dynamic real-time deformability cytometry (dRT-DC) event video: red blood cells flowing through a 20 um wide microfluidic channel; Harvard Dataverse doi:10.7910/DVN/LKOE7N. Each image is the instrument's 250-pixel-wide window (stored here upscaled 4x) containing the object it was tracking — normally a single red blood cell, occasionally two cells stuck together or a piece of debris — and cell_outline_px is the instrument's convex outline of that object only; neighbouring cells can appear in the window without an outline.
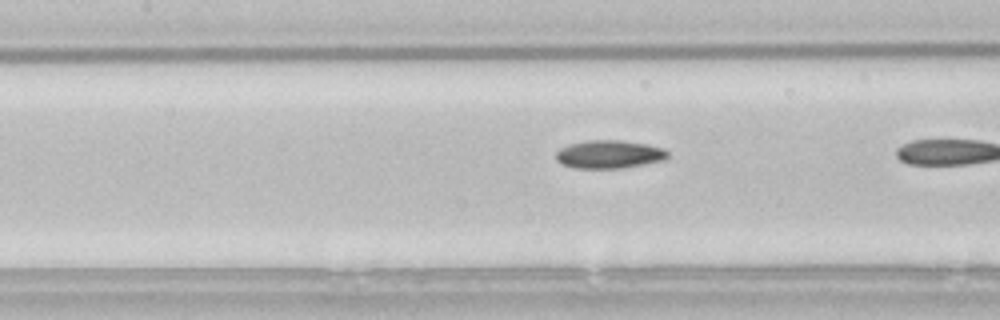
{"species": "common noctule bat (a hibernating species)", "species_latin": "Nyctalus noctula", "temperature_condition": "room temperature", "stored_images_in_passage": 11, "camera_frame_rate_fps": 3000, "um_per_image_px": 0.085, "animal": {"sex": "male", "body_mass_g": 21.5, "forearm_length_mm": 52.0}, "frame": {"image": 1, "passage_image": 10, "time_ms": 3.0, "image_size_px": [1000, 320], "cell_outline_px": [[668, 156], [664, 160], [624, 168], [572, 168], [560, 164], [556, 160], [556, 152], [560, 148], [568, 144], [588, 140], [620, 140], [648, 144], [664, 148], [668, 152]], "centroid_in_image_um": [51.76, 13.12], "position_along_channel_um": 155.6, "area_um2": 18.55}}